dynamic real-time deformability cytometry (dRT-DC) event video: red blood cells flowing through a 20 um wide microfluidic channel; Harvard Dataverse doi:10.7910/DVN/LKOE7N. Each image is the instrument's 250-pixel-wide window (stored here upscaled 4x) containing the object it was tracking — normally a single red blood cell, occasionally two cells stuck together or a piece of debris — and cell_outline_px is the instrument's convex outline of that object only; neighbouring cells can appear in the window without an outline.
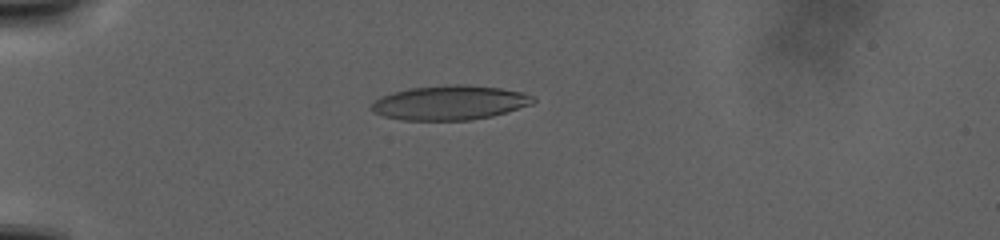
{"species": "human", "species_latin": "Homo sapiens", "temperature_condition": "warm", "stored_images_in_passage": 42, "camera_frame_rate_fps": 3000, "um_per_image_px": 0.085, "donor": {"sex": "male"}, "frame": {"image": 1, "passage_image": 7, "time_ms": 2.0, "image_size_px": [1000, 240], "cell_outline_px": [[536, 100], [532, 104], [492, 116], [468, 120], [400, 120], [384, 116], [372, 112], [372, 104], [380, 96], [408, 88], [448, 84], [460, 84], [500, 88], [524, 92], [536, 96]], "centroid_in_image_um": [38.25, 8.72], "position_along_channel_um": 46.8, "area_um2": 32.54}}
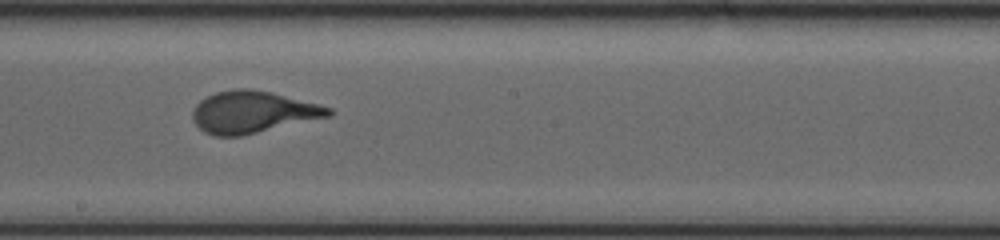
{"frame": {"image": 2, "passage_image": 26, "time_ms": 14.333, "image_size_px": [1000, 240], "cell_outline_px": [[332, 116], [240, 136], [212, 136], [204, 132], [192, 120], [192, 112], [196, 104], [200, 100], [216, 92], [232, 88], [248, 88], [272, 92], [320, 104], [332, 108]], "centroid_in_image_um": [21.49, 9.52], "position_along_channel_um": 226.7, "area_um2": 33.41}}
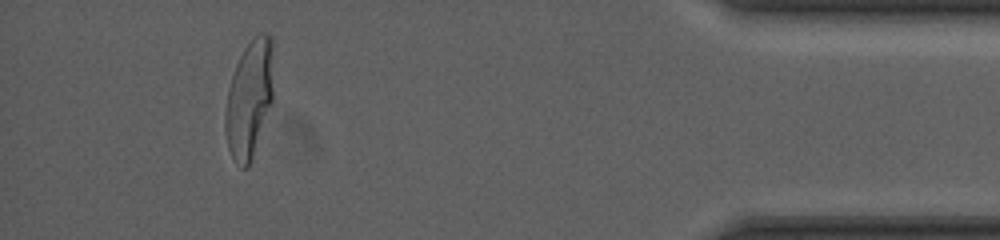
{"frame": {"image": 3, "passage_image": 39, "time_ms": 27.667, "image_size_px": [1000, 240], "cell_outline_px": [[272, 100], [252, 160], [248, 168], [240, 168], [232, 156], [228, 148], [224, 128], [224, 112], [228, 88], [236, 64], [244, 48], [260, 32], [264, 32], [272, 36]], "centroid_in_image_um": [21.17, 8.43], "position_along_channel_um": 414.0, "area_um2": 32.95}}